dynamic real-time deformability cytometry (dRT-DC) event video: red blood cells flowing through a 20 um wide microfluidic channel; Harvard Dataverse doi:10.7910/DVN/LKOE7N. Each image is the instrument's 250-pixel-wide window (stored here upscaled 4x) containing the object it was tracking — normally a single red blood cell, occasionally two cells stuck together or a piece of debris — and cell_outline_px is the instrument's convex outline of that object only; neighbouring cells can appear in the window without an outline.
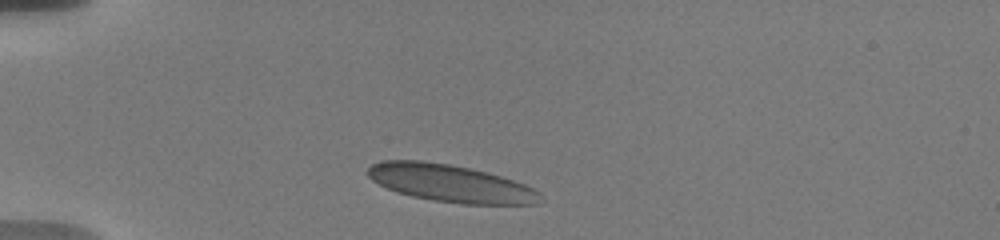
{"species": "human", "species_latin": "Homo sapiens", "temperature_condition": "warm", "stored_images_in_passage": 36, "camera_frame_rate_fps": 3000, "um_per_image_px": 0.085, "donor": {"sex": "male"}, "frame": {"image": 1, "passage_image": 1, "time_ms": 0.0, "image_size_px": [1000, 240], "cell_outline_px": [[544, 200], [536, 204], [464, 204], [432, 200], [412, 196], [388, 188], [372, 180], [368, 176], [368, 168], [372, 164], [384, 160], [420, 160], [448, 164], [468, 168], [500, 176], [524, 184], [532, 188]], "centroid_in_image_um": [38.28, 15.58], "position_along_channel_um": 46.7, "area_um2": 37.05}}
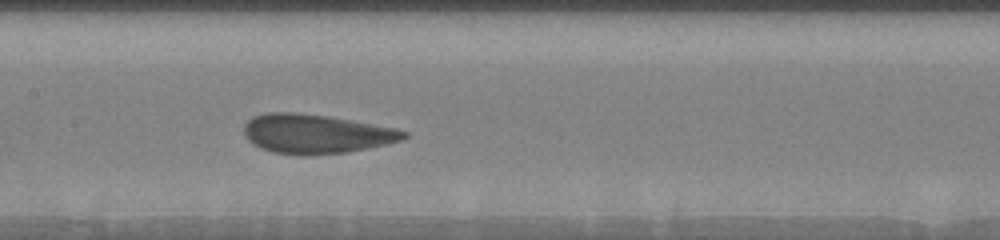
{"frame": {"image": 2, "passage_image": 15, "time_ms": 4.667, "image_size_px": [1000, 240], "cell_outline_px": [[408, 136], [400, 140], [388, 144], [348, 152], [308, 156], [300, 156], [272, 152], [260, 148], [252, 144], [244, 136], [244, 124], [252, 116], [268, 112], [296, 112], [328, 116], [396, 128], [408, 132]], "centroid_in_image_um": [26.83, 11.39], "position_along_channel_um": 180.6, "area_um2": 36.93}}
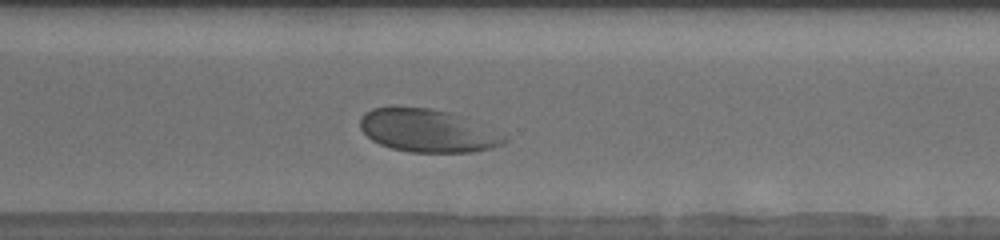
{"frame": {"image": 3, "passage_image": 28, "time_ms": 9.0, "image_size_px": [1000, 240], "cell_outline_px": [[508, 140], [504, 144], [492, 148], [472, 152], [408, 152], [392, 148], [380, 144], [372, 140], [360, 128], [360, 120], [364, 112], [372, 108], [428, 108], [452, 112], [464, 116], [508, 136]], "centroid_in_image_um": [36.4, 11.12], "position_along_channel_um": 334.2, "area_um2": 36.13}, "authors_computed_cell_mechanics": {"area_um2": 36.2984, "velocity_mm_per_s": 3.5582, "shape_relaxation_time_tau1_ms": 8.01, "shape_relaxation_time_tau2_ms": null, "deformation_change_tau1": 0.2077, "deformation_change_tau2": null}}